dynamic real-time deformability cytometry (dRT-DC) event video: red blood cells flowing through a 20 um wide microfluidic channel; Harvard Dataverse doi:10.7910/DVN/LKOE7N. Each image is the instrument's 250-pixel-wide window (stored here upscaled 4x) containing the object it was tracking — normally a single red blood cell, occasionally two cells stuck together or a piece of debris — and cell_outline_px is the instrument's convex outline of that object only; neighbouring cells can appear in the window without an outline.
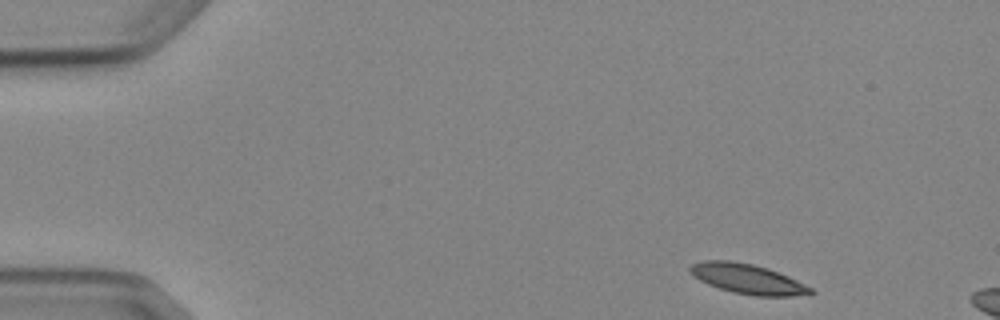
{"species": "Egyptian fruit bat (a non-hibernating species)", "species_latin": "Rousettus aegyptiacus", "temperature_condition": "cold", "stored_images_in_passage": 3, "camera_frame_rate_fps": 3000, "um_per_image_px": 0.085, "animal": {"sex": "female"}, "frame": {"image": 1, "passage_image": 1, "time_ms": 0.0, "image_size_px": [1000, 320], "cell_outline_px": [[816, 292], [812, 296], [756, 296], [732, 292], [708, 284], [692, 276], [688, 268], [692, 264], [704, 260], [728, 260], [752, 264], [768, 268], [788, 276], [812, 288]], "centroid_in_image_um": [63.59, 23.72], "position_along_channel_um": 21.4, "area_um2": 21.15}}